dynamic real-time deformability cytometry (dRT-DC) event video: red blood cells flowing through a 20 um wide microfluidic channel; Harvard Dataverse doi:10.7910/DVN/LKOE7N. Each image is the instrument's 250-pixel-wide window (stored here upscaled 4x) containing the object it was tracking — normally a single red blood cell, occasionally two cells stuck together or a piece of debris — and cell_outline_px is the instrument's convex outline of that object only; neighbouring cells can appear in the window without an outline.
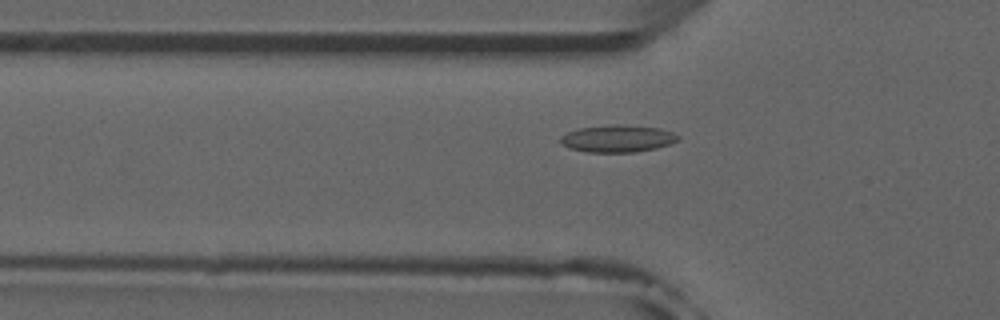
{"species": "common noctule bat (a hibernating species)", "species_latin": "Nyctalus noctula", "temperature_condition": "room temperature", "stored_images_in_passage": 51, "camera_frame_rate_fps": 3000, "um_per_image_px": 0.085, "animal": {"sex": "male", "forearm_length_mm": 52.5}, "frame": {"image": 1, "passage_image": 16, "time_ms": 5.0, "image_size_px": [1000, 320], "cell_outline_px": [[680, 136], [676, 140], [668, 144], [656, 148], [632, 152], [588, 152], [572, 148], [564, 144], [560, 140], [560, 136], [576, 128], [608, 124], [624, 124], [660, 128], [672, 132]], "centroid_in_image_um": [52.48, 11.75], "position_along_channel_um": 73.3, "area_um2": 18.55}}
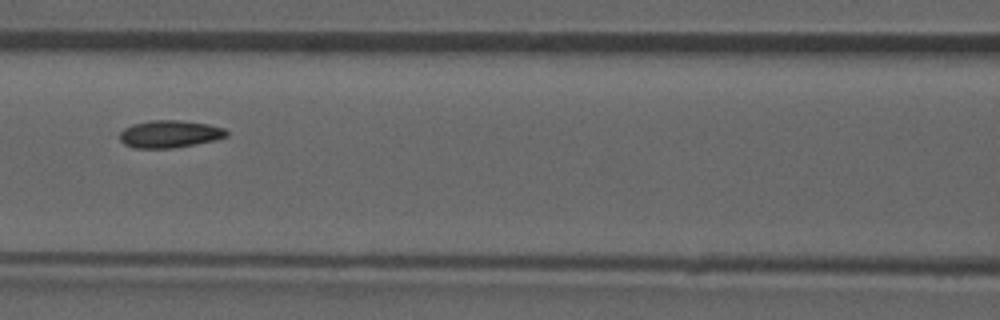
{"frame": {"image": 2, "passage_image": 22, "time_ms": 7.0, "image_size_px": [1000, 320], "cell_outline_px": [[228, 136], [216, 140], [196, 144], [172, 148], [132, 148], [124, 144], [120, 140], [120, 132], [124, 128], [132, 124], [152, 120], [180, 120], [208, 124], [224, 128], [228, 132]], "centroid_in_image_um": [14.42, 11.39], "position_along_channel_um": 152.2, "area_um2": 17.17}}
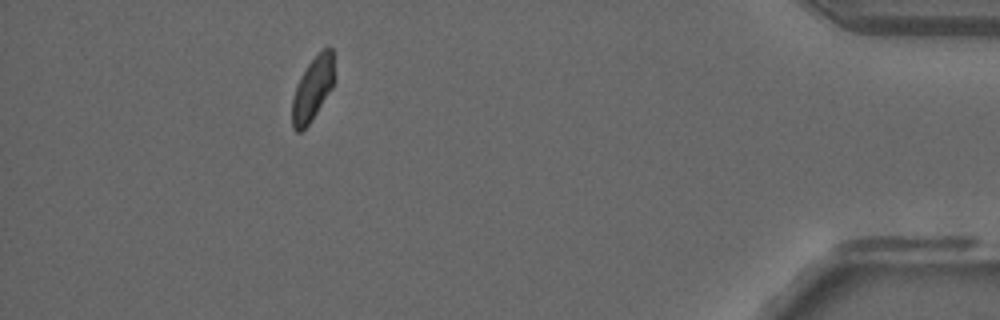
{"frame": {"image": 3, "passage_image": 46, "time_ms": 15.0, "image_size_px": [1000, 320], "cell_outline_px": [[332, 88], [312, 120], [300, 132], [296, 132], [292, 128], [292, 100], [296, 84], [308, 64], [324, 48], [332, 48]], "centroid_in_image_um": [26.53, 7.61], "position_along_channel_um": 408.7, "area_um2": 15.2}}